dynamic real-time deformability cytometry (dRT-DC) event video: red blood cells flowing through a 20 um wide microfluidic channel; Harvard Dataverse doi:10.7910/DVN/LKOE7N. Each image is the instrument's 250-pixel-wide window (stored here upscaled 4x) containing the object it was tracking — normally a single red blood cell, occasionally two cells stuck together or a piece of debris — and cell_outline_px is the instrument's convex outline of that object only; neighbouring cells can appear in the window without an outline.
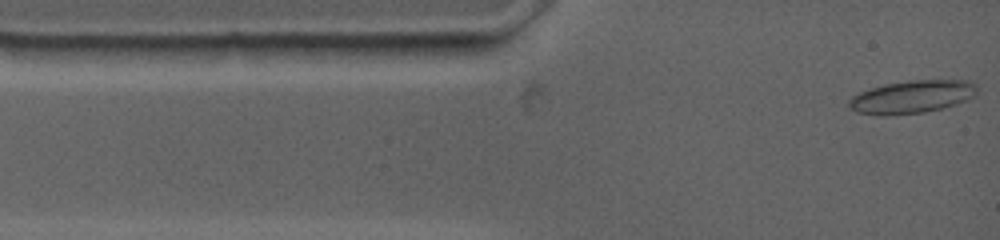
{"species": "common noctule bat (a hibernating species)", "species_latin": "Nyctalus noctula", "temperature_condition": "warm", "stored_images_in_passage": 70, "camera_frame_rate_fps": 4500, "um_per_image_px": 0.085, "animal": {"sex": "female", "body_mass_g": 19.0, "forearm_length_mm": 53.3}, "frame": {"image": 1, "passage_image": 1, "time_ms": 0.0, "image_size_px": [1000, 240], "cell_outline_px": [[976, 92], [972, 96], [964, 100], [940, 108], [924, 112], [876, 116], [856, 112], [848, 104], [848, 100], [852, 96], [860, 92], [884, 84], [912, 80], [968, 80], [976, 84]], "centroid_in_image_um": [77.46, 8.22], "position_along_channel_um": 7.5, "area_um2": 24.16}}
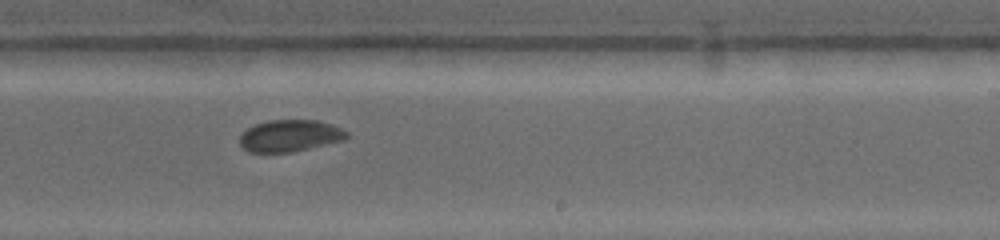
{"frame": {"image": 2, "passage_image": 31, "time_ms": 8.222, "image_size_px": [1000, 240], "cell_outline_px": [[348, 136], [344, 140], [292, 152], [248, 152], [240, 144], [240, 136], [248, 128], [256, 124], [268, 120], [316, 120], [332, 124], [348, 132]], "centroid_in_image_um": [24.65, 11.54], "position_along_channel_um": 264.3, "area_um2": 19.71}}
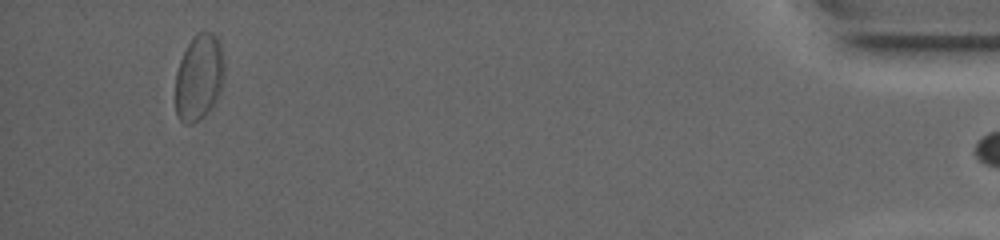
{"frame": {"image": 3, "passage_image": 69, "time_ms": 15.556, "image_size_px": [1000, 240], "cell_outline_px": [[224, 76], [220, 92], [212, 108], [200, 120], [192, 124], [184, 124], [176, 116], [176, 72], [180, 60], [192, 36], [196, 32], [212, 32], [216, 36], [220, 44], [224, 60]], "centroid_in_image_um": [16.92, 6.59], "position_along_channel_um": 418.3, "area_um2": 24.85}}